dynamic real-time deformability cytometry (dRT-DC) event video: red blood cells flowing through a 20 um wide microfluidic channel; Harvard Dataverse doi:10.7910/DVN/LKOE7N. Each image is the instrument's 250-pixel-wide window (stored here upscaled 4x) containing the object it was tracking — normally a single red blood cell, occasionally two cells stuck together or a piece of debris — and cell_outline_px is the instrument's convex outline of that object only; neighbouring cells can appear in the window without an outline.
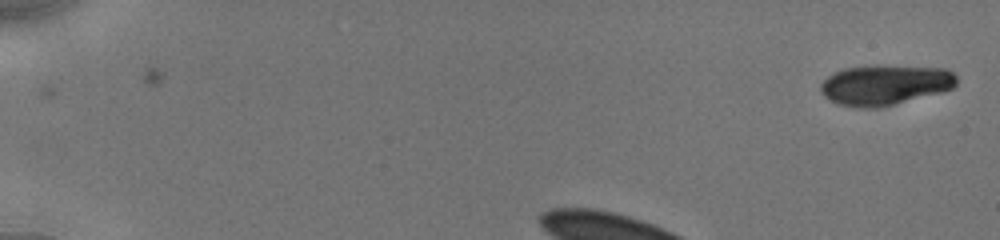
{"species": "human", "species_latin": "Homo sapiens", "temperature_condition": "cold", "stored_images_in_passage": 25, "camera_frame_rate_fps": 3000, "um_per_image_px": 0.085, "donor": {"sex": "male"}, "frame": {"image": 1, "passage_image": 1, "time_ms": 0.0, "image_size_px": [1000, 240], "cell_outline_px": [[956, 84], [952, 88], [944, 92], [880, 108], [856, 108], [836, 104], [824, 96], [820, 88], [820, 84], [828, 76], [844, 68], [876, 64], [948, 68], [956, 76]], "centroid_in_image_um": [75.24, 7.21], "position_along_channel_um": 9.8, "area_um2": 32.6}}
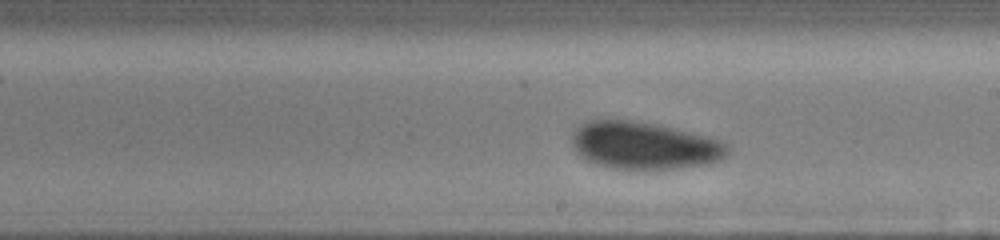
{"frame": {"image": 2, "passage_image": 14, "time_ms": 7.333, "image_size_px": [1000, 240], "cell_outline_px": [[728, 156], [720, 160], [708, 164], [676, 168], [612, 168], [596, 164], [580, 156], [576, 152], [572, 144], [572, 132], [580, 124], [596, 116], [612, 116], [656, 124], [708, 136], [720, 140], [728, 144]], "centroid_in_image_um": [54.7, 12.31], "position_along_channel_um": 234.3, "area_um2": 43.81}}
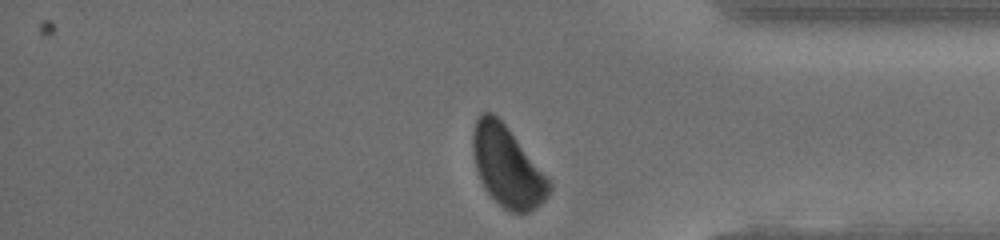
{"frame": {"image": 3, "passage_image": 25, "time_ms": 11.667, "image_size_px": [1000, 240], "cell_outline_px": [[552, 188], [544, 200], [540, 204], [528, 212], [512, 212], [504, 208], [488, 192], [480, 180], [476, 168], [472, 152], [472, 132], [476, 120], [480, 112], [492, 112], [508, 128], [552, 184]], "centroid_in_image_um": [43.08, 14.14], "position_along_channel_um": 392.1, "area_um2": 35.08}, "authors_computed_cell_mechanics": {"area_um2": 42.2518, "velocity_mm_per_s": 3.8596, "shape_relaxation_time_tau1_ms": 2.621, "shape_relaxation_time_tau2_ms": null, "deformation_change_tau1": 0.0591, "deformation_change_tau2": null}}